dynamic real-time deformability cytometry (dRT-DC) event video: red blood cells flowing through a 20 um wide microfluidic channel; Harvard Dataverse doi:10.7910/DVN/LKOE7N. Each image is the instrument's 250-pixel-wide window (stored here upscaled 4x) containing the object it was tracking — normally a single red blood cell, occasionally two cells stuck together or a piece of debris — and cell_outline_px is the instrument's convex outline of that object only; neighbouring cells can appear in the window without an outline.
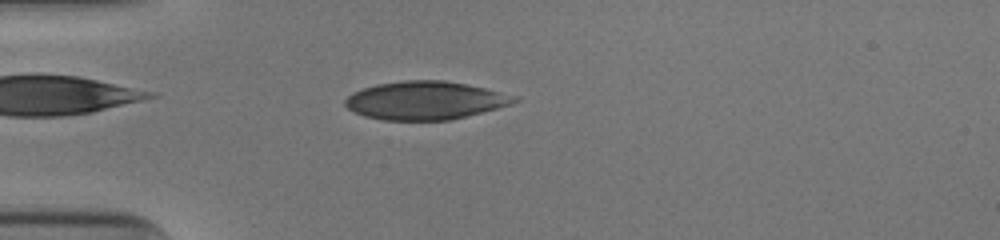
{"species": "human", "species_latin": "Homo sapiens", "temperature_condition": "cold", "stored_images_in_passage": 52, "camera_frame_rate_fps": 3000, "um_per_image_px": 0.085, "donor": {"sex": "male"}, "frame": {"image": 1, "passage_image": 15, "time_ms": 4.667, "image_size_px": [1000, 240], "cell_outline_px": [[520, 100], [512, 104], [448, 120], [380, 120], [364, 116], [348, 108], [344, 104], [344, 100], [352, 92], [376, 84], [404, 80], [444, 80], [484, 88], [516, 96]], "centroid_in_image_um": [36.1, 8.53], "position_along_channel_um": 48.9, "area_um2": 37.4}}
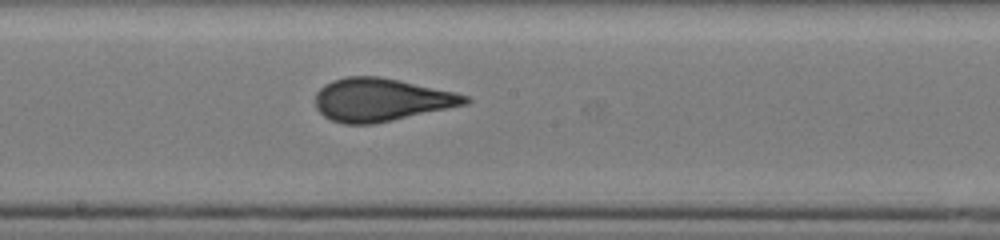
{"frame": {"image": 2, "passage_image": 29, "time_ms": 9.333, "image_size_px": [1000, 240], "cell_outline_px": [[472, 100], [468, 104], [392, 120], [372, 124], [344, 124], [332, 120], [324, 116], [316, 108], [316, 92], [324, 84], [332, 80], [348, 76], [380, 76], [400, 80], [456, 92], [468, 96]], "centroid_in_image_um": [32.4, 8.47], "position_along_channel_um": 215.8, "area_um2": 37.57}}
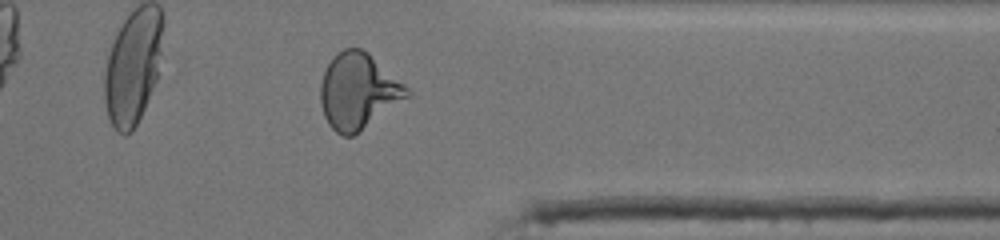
{"frame": {"image": 3, "passage_image": 42, "time_ms": 13.667, "image_size_px": [1000, 240], "cell_outline_px": [[412, 96], [352, 136], [344, 136], [336, 132], [328, 124], [324, 116], [320, 104], [320, 84], [324, 72], [332, 56], [336, 52], [344, 48], [364, 48], [404, 84], [412, 92]], "centroid_in_image_um": [30.45, 7.74], "position_along_channel_um": 380.9, "area_um2": 38.44}, "authors_computed_cell_mechanics": {"area_um2": 37.2521, "velocity_mm_per_s": 3.9534, "shape_relaxation_time_tau1_ms": 6.9142, "shape_relaxation_time_tau2_ms": null, "deformation_change_tau1": 0.1715, "deformation_change_tau2": null}}